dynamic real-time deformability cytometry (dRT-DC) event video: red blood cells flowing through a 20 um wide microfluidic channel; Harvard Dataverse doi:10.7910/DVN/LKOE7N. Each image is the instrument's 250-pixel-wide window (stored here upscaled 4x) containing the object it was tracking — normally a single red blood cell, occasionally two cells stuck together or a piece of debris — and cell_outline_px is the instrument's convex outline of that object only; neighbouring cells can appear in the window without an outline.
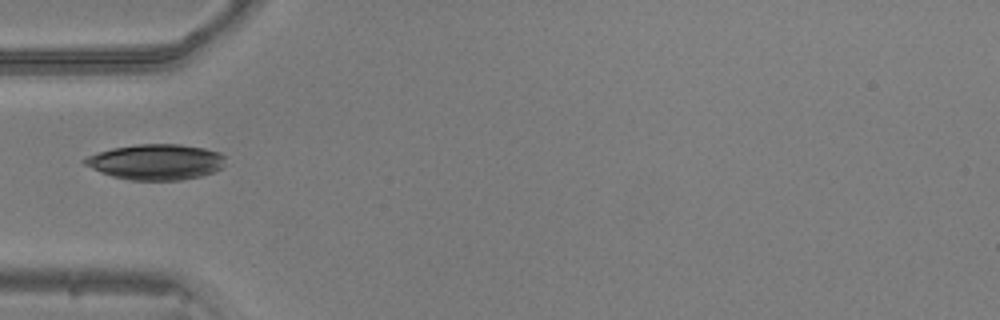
{"species": "common noctule bat (a hibernating species)", "species_latin": "Nyctalus noctula", "temperature_condition": "warm", "stored_images_in_passage": 9, "camera_frame_rate_fps": 3000, "um_per_image_px": 0.085, "animal": {"sex": "male", "body_mass_g": 20.5, "forearm_length_mm": 52.5}, "frame": {"image": 1, "passage_image": 1, "time_ms": 0.0, "image_size_px": [1000, 320], "cell_outline_px": [[224, 164], [220, 168], [212, 172], [200, 176], [180, 180], [132, 180], [112, 176], [100, 172], [84, 164], [80, 160], [88, 156], [112, 148], [136, 144], [180, 144], [204, 148], [220, 152], [224, 156]], "centroid_in_image_um": [13.25, 13.76], "position_along_channel_um": 71.8, "area_um2": 29.07}}